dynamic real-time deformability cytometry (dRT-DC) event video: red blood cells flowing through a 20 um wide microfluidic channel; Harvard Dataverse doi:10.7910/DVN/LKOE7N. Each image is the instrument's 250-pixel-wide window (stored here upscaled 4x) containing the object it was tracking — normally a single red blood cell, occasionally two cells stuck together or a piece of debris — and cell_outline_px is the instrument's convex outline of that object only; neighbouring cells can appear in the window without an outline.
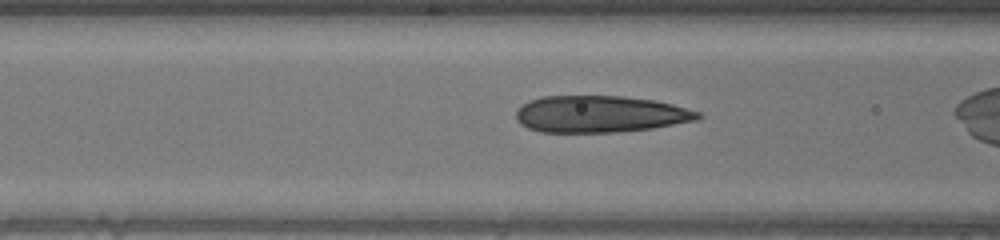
{"species": "human", "species_latin": "Homo sapiens", "temperature_condition": "warm", "stored_images_in_passage": 32, "camera_frame_rate_fps": 3000, "um_per_image_px": 0.085, "donor": {"sex": "male"}, "frame": {"image": 1, "passage_image": 13, "time_ms": 4.0, "image_size_px": [1000, 240], "cell_outline_px": [[700, 116], [696, 120], [652, 128], [616, 132], [540, 132], [528, 128], [520, 124], [516, 120], [516, 108], [520, 104], [528, 100], [544, 96], [624, 96], [652, 100], [672, 104], [700, 112]], "centroid_in_image_um": [50.93, 9.69], "position_along_channel_um": 115.7, "area_um2": 39.02}}
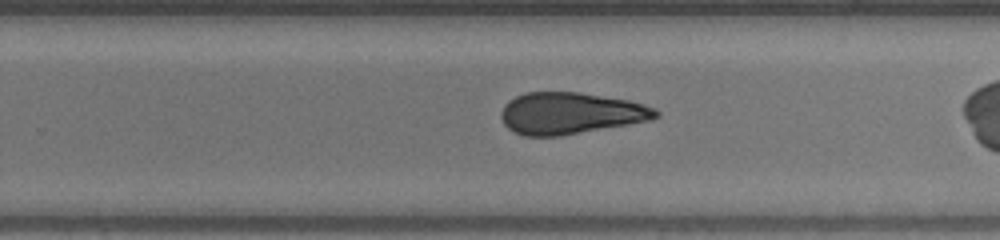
{"frame": {"image": 2, "passage_image": 25, "time_ms": 8.0, "image_size_px": [1000, 240], "cell_outline_px": [[660, 116], [652, 120], [560, 136], [524, 136], [512, 132], [504, 124], [500, 116], [500, 112], [504, 104], [508, 100], [524, 92], [580, 92], [628, 100], [644, 104], [656, 108], [660, 112]], "centroid_in_image_um": [48.48, 9.63], "position_along_channel_um": 281.3, "area_um2": 37.92}}
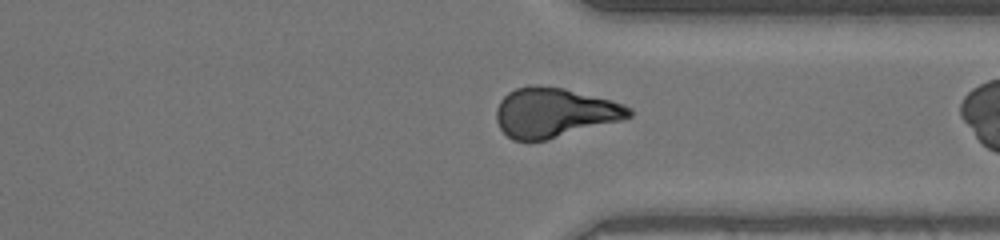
{"frame": {"image": 3, "passage_image": 31, "time_ms": 10.0, "image_size_px": [1000, 240], "cell_outline_px": [[632, 116], [624, 120], [548, 140], [528, 144], [512, 140], [500, 128], [496, 120], [496, 108], [500, 100], [508, 92], [516, 88], [528, 84], [536, 84], [564, 88], [612, 100], [624, 104], [632, 108]], "centroid_in_image_um": [47.11, 9.59], "position_along_channel_um": 364.3, "area_um2": 39.3}}